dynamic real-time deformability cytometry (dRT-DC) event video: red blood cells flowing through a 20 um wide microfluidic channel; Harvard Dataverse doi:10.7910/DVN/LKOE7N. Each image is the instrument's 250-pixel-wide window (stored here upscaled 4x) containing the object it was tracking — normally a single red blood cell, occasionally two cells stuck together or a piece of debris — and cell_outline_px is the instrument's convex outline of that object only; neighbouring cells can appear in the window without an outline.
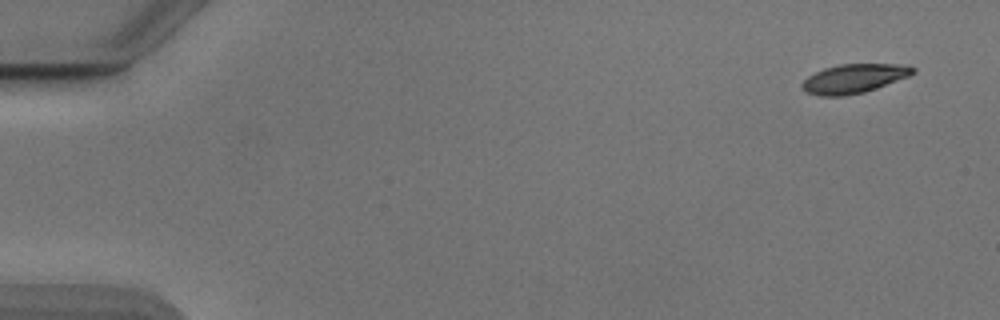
{"species": "Egyptian fruit bat (a non-hibernating species)", "species_latin": "Rousettus aegyptiacus", "temperature_condition": "cold", "stored_images_in_passage": 51, "camera_frame_rate_fps": 3000, "um_per_image_px": 0.085, "animal": {"sex": "male"}, "frame": {"image": 1, "passage_image": 1, "time_ms": 0.0, "image_size_px": [1000, 320], "cell_outline_px": [[916, 72], [908, 76], [876, 88], [864, 92], [844, 96], [820, 96], [808, 92], [800, 88], [800, 84], [808, 76], [824, 68], [840, 64], [908, 64], [916, 68]], "centroid_in_image_um": [72.59, 6.67], "position_along_channel_um": 12.4, "area_um2": 18.79}}
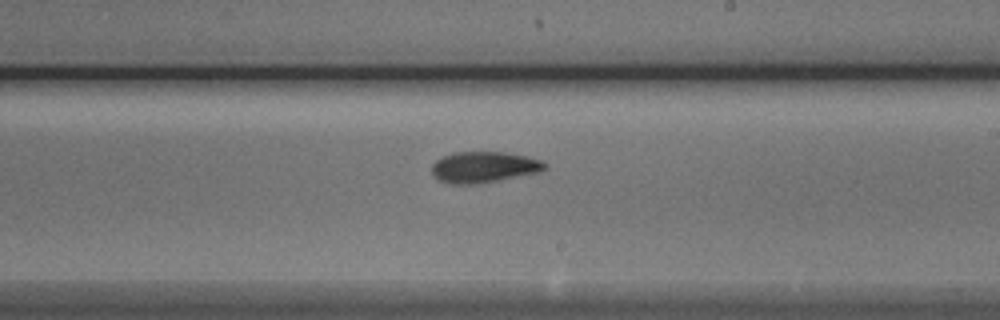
{"frame": {"image": 2, "passage_image": 30, "time_ms": 9.667, "image_size_px": [1000, 320], "cell_outline_px": [[548, 168], [540, 172], [476, 184], [448, 184], [436, 180], [432, 176], [432, 164], [440, 156], [452, 152], [504, 152], [528, 156], [544, 160], [548, 164]], "centroid_in_image_um": [41.12, 14.2], "position_along_channel_um": 247.9, "area_um2": 20.92}}
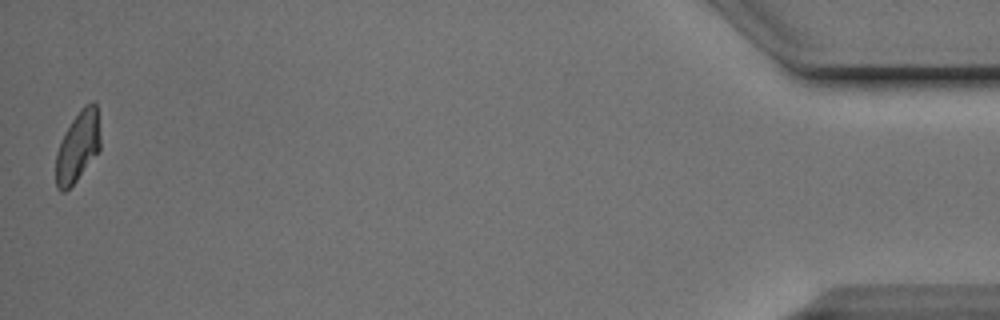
{"frame": {"image": 3, "passage_image": 51, "time_ms": 16.667, "image_size_px": [1000, 320], "cell_outline_px": [[100, 148], [76, 180], [64, 192], [60, 192], [56, 188], [56, 152], [72, 120], [80, 108], [84, 104], [92, 100], [96, 104], [100, 136]], "centroid_in_image_um": [6.61, 12.43], "position_along_channel_um": 428.6, "area_um2": 17.92}, "authors_computed_cell_mechanics": {"area_um2": 19.7676, "velocity_mm_per_s": 3.8648, "shape_relaxation_time_tau1_ms": 5.5177, "shape_relaxation_time_tau2_ms": 3.0282, "deformation_change_tau1": 0.1475, "deformation_change_tau2": 0.0873}}